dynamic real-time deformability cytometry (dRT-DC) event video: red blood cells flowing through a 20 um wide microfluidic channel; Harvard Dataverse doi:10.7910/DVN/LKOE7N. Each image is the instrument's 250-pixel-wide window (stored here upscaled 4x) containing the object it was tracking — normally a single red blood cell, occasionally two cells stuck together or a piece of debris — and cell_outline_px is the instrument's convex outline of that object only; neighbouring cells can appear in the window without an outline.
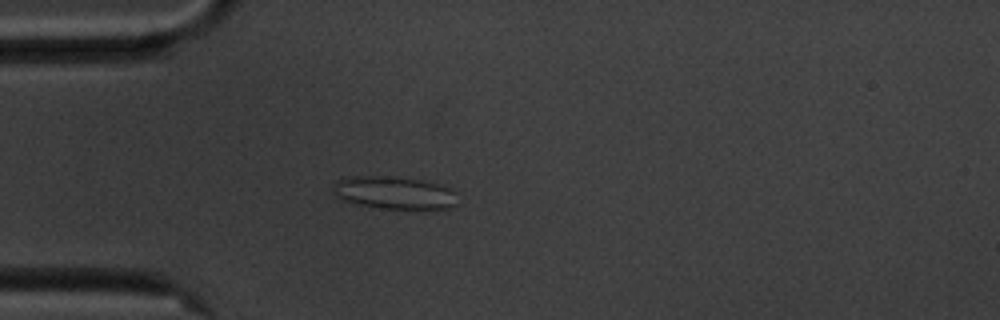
{"species": "common noctule bat (a hibernating species)", "species_latin": "Nyctalus noctula", "temperature_condition": "cold", "stored_images_in_passage": 57, "camera_frame_rate_fps": 3000, "um_per_image_px": 0.085, "animal": {"sex": "male", "body_mass_g": 20.1, "forearm_length_mm": 53.5}, "frame": {"image": 1, "passage_image": 16, "time_ms": 5.0, "image_size_px": [1000, 320], "cell_outline_px": [[456, 204], [452, 208], [380, 208], [356, 204], [344, 200], [332, 192], [332, 180], [352, 176], [396, 176], [444, 184], [452, 188]], "centroid_in_image_um": [33.46, 16.35], "position_along_channel_um": 51.5, "area_um2": 23.87}}
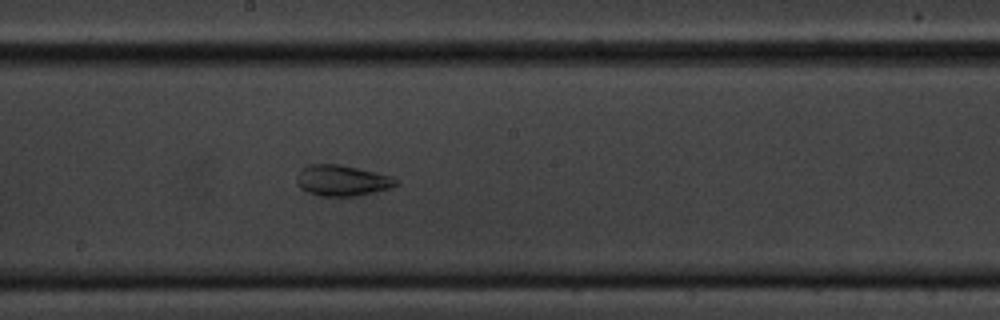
{"frame": {"image": 2, "passage_image": 31, "time_ms": 10.0, "image_size_px": [1000, 320], "cell_outline_px": [[400, 184], [388, 188], [356, 196], [320, 196], [308, 192], [300, 188], [296, 180], [296, 176], [300, 168], [308, 164], [336, 164], [356, 168], [392, 176], [400, 180]], "centroid_in_image_um": [29.05, 15.34], "position_along_channel_um": 219.1, "area_um2": 17.86}}
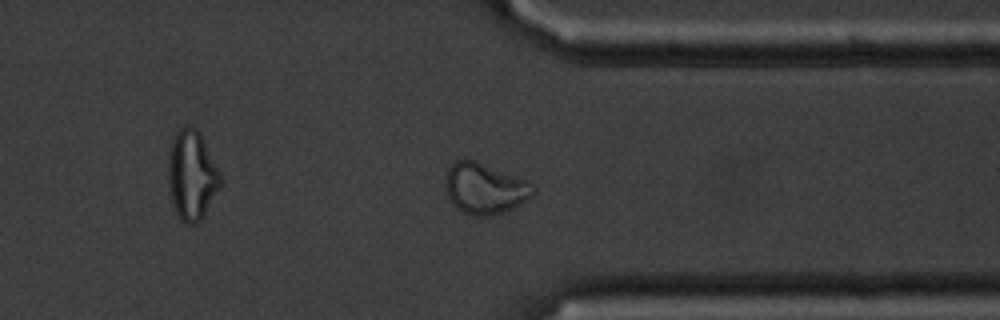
{"frame": {"image": 3, "passage_image": 44, "time_ms": 14.333, "image_size_px": [1000, 320], "cell_outline_px": [[536, 192], [532, 196], [512, 208], [492, 216], [472, 216], [456, 208], [452, 204], [448, 196], [444, 180], [448, 168], [456, 160], [468, 156], [528, 180], [536, 188]], "centroid_in_image_um": [41.2, 15.97], "position_along_channel_um": 370.2, "area_um2": 26.65}, "authors_computed_cell_mechanics": {"area_um2": 24.9118, "velocity_mm_per_s": 3.5303, "shape_relaxation_time_tau1_ms": null, "shape_relaxation_time_tau2_ms": 1.2939, "deformation_change_tau1": null, "deformation_change_tau2": 0.0801}}